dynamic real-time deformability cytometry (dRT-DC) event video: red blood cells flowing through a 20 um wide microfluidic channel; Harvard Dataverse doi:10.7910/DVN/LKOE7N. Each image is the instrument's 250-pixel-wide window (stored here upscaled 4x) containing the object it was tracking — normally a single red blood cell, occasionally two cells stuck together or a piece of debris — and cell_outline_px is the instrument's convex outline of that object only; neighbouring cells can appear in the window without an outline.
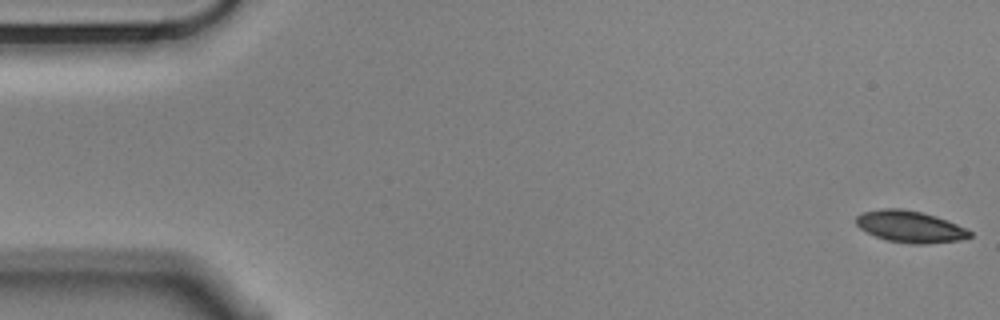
{"species": "Egyptian fruit bat (a non-hibernating species)", "species_latin": "Rousettus aegyptiacus", "temperature_condition": "cold", "stored_images_in_passage": 56, "camera_frame_rate_fps": 3000, "um_per_image_px": 0.085, "animal": {"sex": "male"}, "frame": {"image": 1, "passage_image": 1, "time_ms": 0.0, "image_size_px": [1000, 320], "cell_outline_px": [[972, 236], [960, 240], [924, 244], [912, 244], [888, 240], [876, 236], [860, 228], [856, 224], [856, 216], [860, 212], [880, 208], [900, 208], [920, 212], [936, 216], [956, 224], [972, 232]], "centroid_in_image_um": [77.33, 19.25], "position_along_channel_um": 7.7, "area_um2": 20.87}}
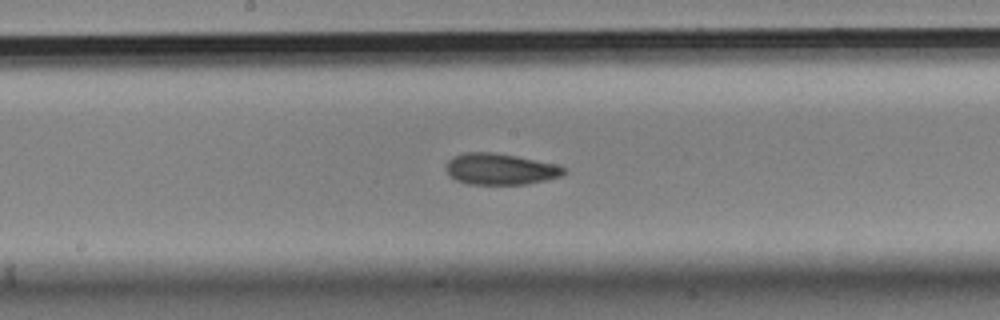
{"frame": {"image": 2, "passage_image": 29, "time_ms": 9.333, "image_size_px": [1000, 320], "cell_outline_px": [[568, 172], [560, 176], [528, 184], [468, 184], [456, 180], [448, 176], [448, 160], [452, 156], [464, 152], [492, 152], [516, 156], [556, 164], [568, 168]], "centroid_in_image_um": [42.54, 14.37], "position_along_channel_um": 205.7, "area_um2": 21.5}}
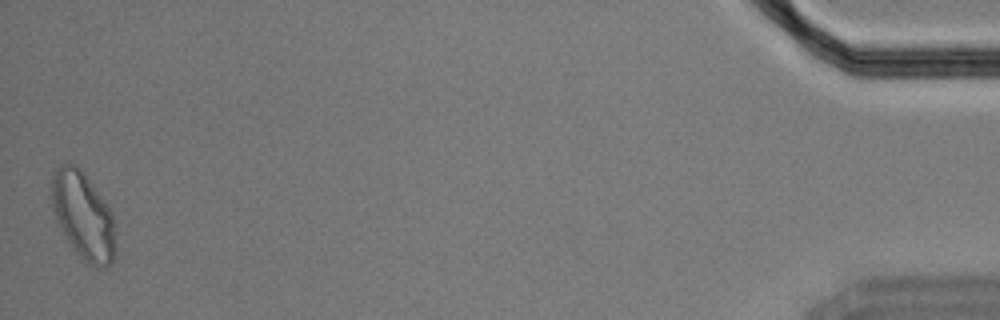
{"frame": {"image": 3, "passage_image": 56, "time_ms": 18.333, "image_size_px": [1000, 320], "cell_outline_px": [[116, 252], [112, 264], [108, 268], [96, 268], [84, 264], [60, 232], [52, 208], [52, 172], [60, 164], [68, 160], [76, 164], [84, 172], [104, 200], [116, 224]], "centroid_in_image_um": [7.08, 18.39], "position_along_channel_um": 428.1, "area_um2": 33.76}, "authors_computed_cell_mechanics": {"area_um2": 21.7328, "velocity_mm_per_s": 3.5226, "shape_relaxation_time_tau1_ms": 4.7686, "shape_relaxation_time_tau2_ms": 3.3671, "deformation_change_tau1": 0.119, "deformation_change_tau2": 0.0801}}